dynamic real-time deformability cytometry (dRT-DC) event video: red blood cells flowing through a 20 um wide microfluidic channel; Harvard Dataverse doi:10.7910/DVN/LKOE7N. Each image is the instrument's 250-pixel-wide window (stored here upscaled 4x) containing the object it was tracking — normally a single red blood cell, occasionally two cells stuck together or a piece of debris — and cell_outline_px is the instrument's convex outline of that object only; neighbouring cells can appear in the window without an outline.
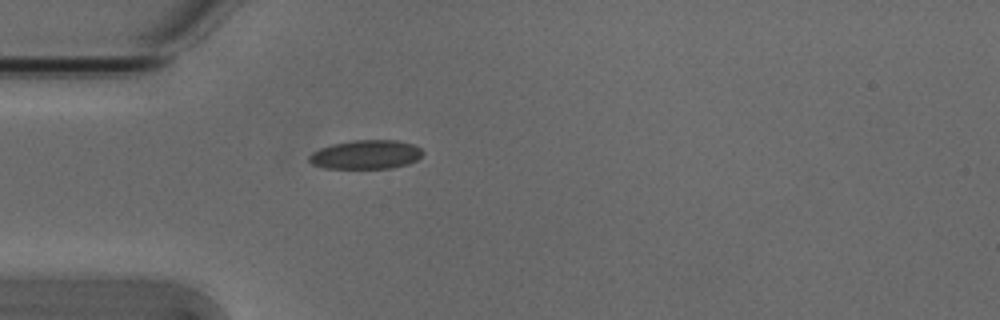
{"species": "Egyptian fruit bat (a non-hibernating species)", "species_latin": "Rousettus aegyptiacus", "temperature_condition": "cold", "stored_images_in_passage": 9, "camera_frame_rate_fps": 3000, "um_per_image_px": 0.085, "animal": {"sex": "male"}, "frame": {"image": 1, "passage_image": 1, "time_ms": 0.0, "image_size_px": [1000, 320], "cell_outline_px": [[424, 152], [416, 160], [408, 164], [392, 168], [324, 168], [312, 164], [308, 160], [308, 156], [312, 152], [320, 148], [332, 144], [352, 140], [396, 140], [412, 144], [420, 148]], "centroid_in_image_um": [31.08, 13.14], "position_along_channel_um": 53.9, "area_um2": 19.19}}
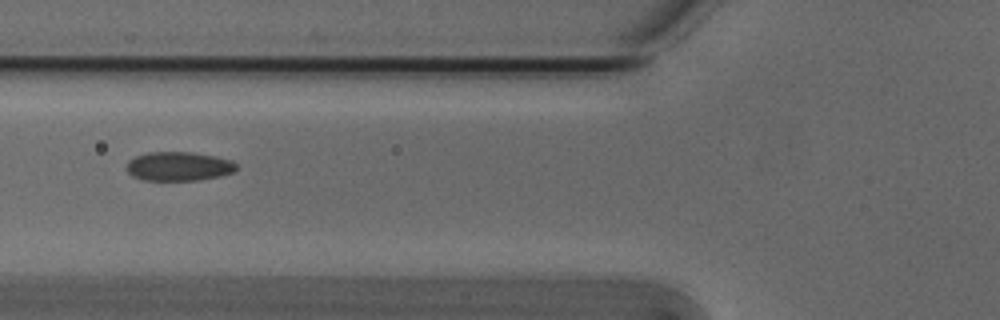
{"frame": {"image": 2, "passage_image": 6, "time_ms": 1.667, "image_size_px": [1000, 320], "cell_outline_px": [[236, 168], [232, 172], [220, 176], [200, 180], [144, 180], [132, 176], [128, 172], [128, 160], [136, 156], [148, 152], [192, 152], [216, 156], [232, 160], [236, 164]], "centroid_in_image_um": [15.2, 14.13], "position_along_channel_um": 110.6, "area_um2": 18.55}}
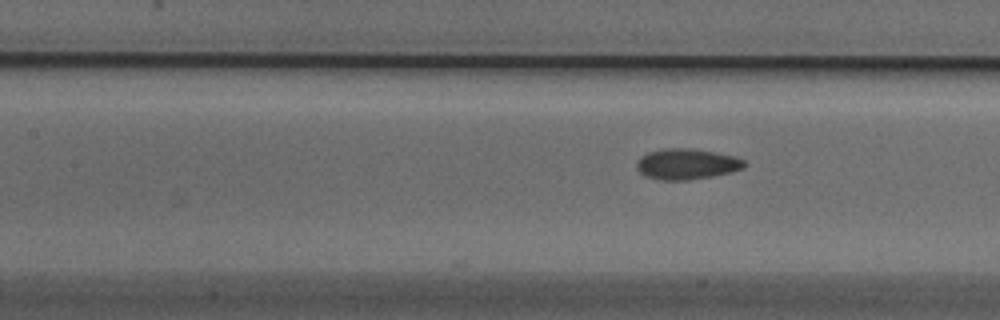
{"frame": {"image": 3, "passage_image": 9, "time_ms": 2.667, "image_size_px": [1000, 320], "cell_outline_px": [[748, 164], [744, 168], [732, 172], [712, 176], [688, 180], [664, 180], [644, 176], [636, 168], [636, 164], [640, 156], [648, 152], [664, 148], [692, 148], [736, 156], [744, 160]], "centroid_in_image_um": [58.39, 13.94], "position_along_channel_um": 149.0, "area_um2": 19.48}}